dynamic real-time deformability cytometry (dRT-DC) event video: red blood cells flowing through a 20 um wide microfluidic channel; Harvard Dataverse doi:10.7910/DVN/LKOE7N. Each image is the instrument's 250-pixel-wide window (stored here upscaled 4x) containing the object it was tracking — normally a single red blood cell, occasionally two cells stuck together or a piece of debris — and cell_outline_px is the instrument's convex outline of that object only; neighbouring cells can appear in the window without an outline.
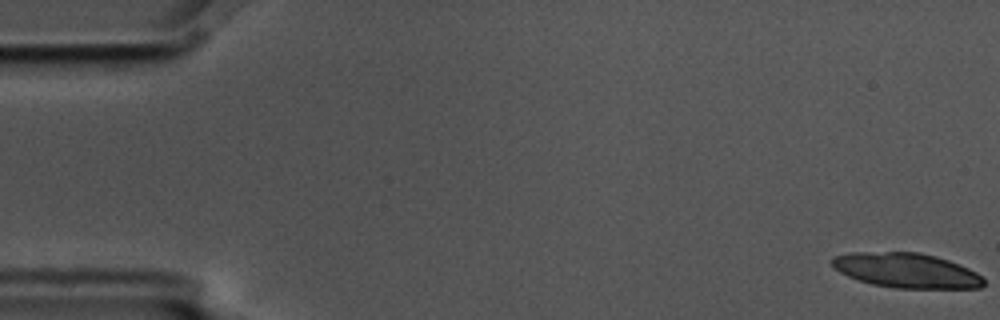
{"species": "common noctule bat (a hibernating species)", "species_latin": "Nyctalus noctula", "temperature_condition": "cold", "stored_images_in_passage": 5, "camera_frame_rate_fps": 3000, "um_per_image_px": 0.085, "animal": {"sex": "male", "body_mass_g": 17.5, "forearm_length_mm": 52.3}, "frame": {"image": 1, "passage_image": 1, "time_ms": 0.0, "image_size_px": [1000, 320], "cell_outline_px": [[984, 284], [980, 288], [896, 288], [872, 284], [848, 276], [840, 272], [832, 264], [832, 256], [852, 252], [920, 252], [936, 256], [960, 264], [984, 276]], "centroid_in_image_um": [77.08, 22.98], "position_along_channel_um": 7.9, "area_um2": 30.75}}